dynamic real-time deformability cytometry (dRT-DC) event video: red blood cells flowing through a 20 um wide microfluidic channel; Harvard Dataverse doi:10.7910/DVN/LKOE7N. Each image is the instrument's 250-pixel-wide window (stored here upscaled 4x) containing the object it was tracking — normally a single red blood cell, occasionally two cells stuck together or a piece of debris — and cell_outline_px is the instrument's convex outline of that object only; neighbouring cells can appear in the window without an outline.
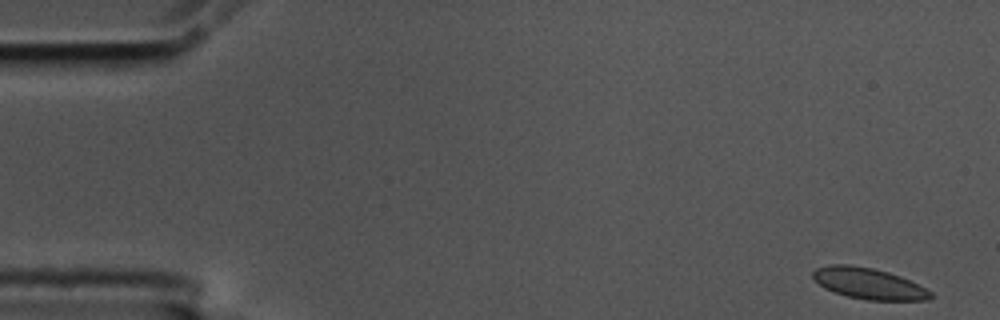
{"species": "common noctule bat (a hibernating species)", "species_latin": "Nyctalus noctula", "temperature_condition": "cold", "stored_images_in_passage": 55, "camera_frame_rate_fps": 3000, "um_per_image_px": 0.085, "animal": {"sex": "male", "body_mass_g": 17.5, "forearm_length_mm": 52.3}, "frame": {"image": 1, "passage_image": 1, "time_ms": 0.0, "image_size_px": [1000, 320], "cell_outline_px": [[936, 296], [928, 300], [868, 300], [848, 296], [824, 288], [812, 276], [812, 272], [816, 268], [832, 264], [848, 264], [872, 268], [888, 272], [900, 276], [932, 292]], "centroid_in_image_um": [73.85, 24.1], "position_along_channel_um": 11.2, "area_um2": 21.1}}
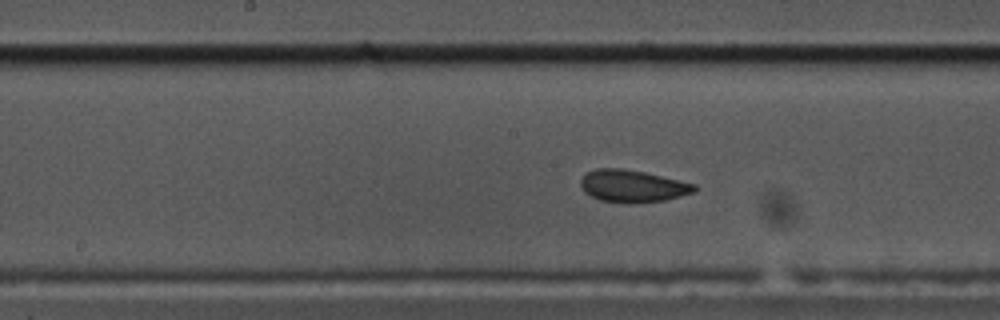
{"frame": {"image": 2, "passage_image": 27, "time_ms": 8.667, "image_size_px": [1000, 320], "cell_outline_px": [[696, 192], [664, 200], [632, 204], [600, 200], [584, 192], [580, 184], [580, 180], [588, 172], [596, 168], [624, 168], [644, 172], [696, 184]], "centroid_in_image_um": [53.77, 15.82], "position_along_channel_um": 194.4, "area_um2": 21.39}}
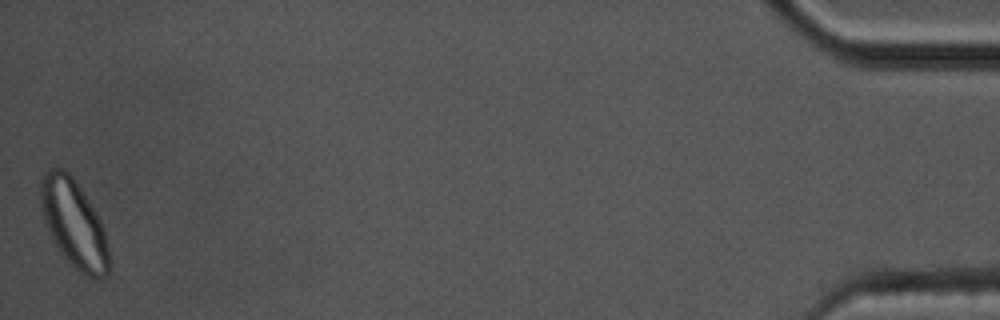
{"frame": {"image": 3, "passage_image": 55, "time_ms": 18.0, "image_size_px": [1000, 320], "cell_outline_px": [[112, 264], [108, 272], [100, 280], [96, 280], [80, 272], [60, 252], [52, 240], [44, 220], [40, 204], [40, 176], [48, 168], [64, 168], [72, 176], [80, 188], [100, 220], [104, 232]], "centroid_in_image_um": [6.27, 19.02], "position_along_channel_um": 428.9, "area_um2": 35.03}, "authors_computed_cell_mechanics": {"area_um2": 21.4438, "velocity_mm_per_s": 3.5338, "shape_relaxation_time_tau1_ms": 4.5904, "shape_relaxation_time_tau2_ms": 1.6028, "deformation_change_tau1": 0.0967, "deformation_change_tau2": 0.0458}}